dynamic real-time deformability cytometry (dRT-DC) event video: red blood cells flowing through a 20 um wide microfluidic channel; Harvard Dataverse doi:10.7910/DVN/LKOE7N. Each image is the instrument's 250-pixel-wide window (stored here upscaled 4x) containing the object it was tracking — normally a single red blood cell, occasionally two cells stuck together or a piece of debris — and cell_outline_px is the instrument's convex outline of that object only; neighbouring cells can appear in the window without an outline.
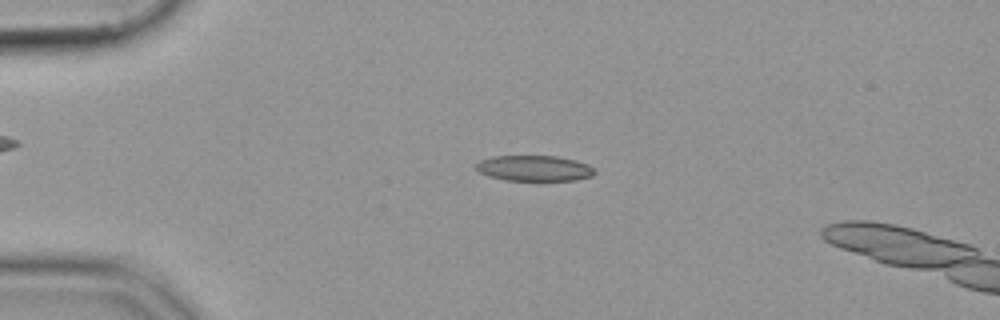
{"species": "common noctule bat (a hibernating species)", "species_latin": "Nyctalus noctula", "temperature_condition": "cold", "stored_images_in_passage": 45, "camera_frame_rate_fps": 3000, "um_per_image_px": 0.085, "animal": {"sex": "female", "body_mass_g": 19.9}, "frame": {"image": 1, "passage_image": 5, "time_ms": 1.333, "image_size_px": [1000, 320], "cell_outline_px": [[596, 172], [592, 176], [576, 180], [504, 180], [488, 176], [480, 172], [476, 168], [476, 164], [480, 160], [492, 156], [556, 156], [576, 160], [588, 164]], "centroid_in_image_um": [45.41, 14.3], "position_along_channel_um": 39.6, "area_um2": 17.69}}
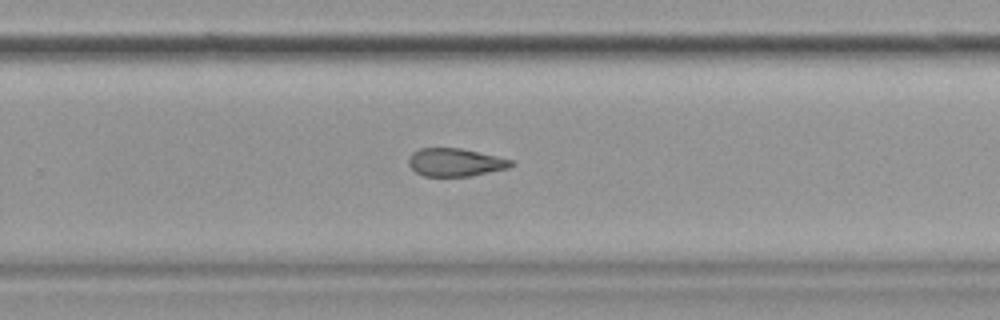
{"frame": {"image": 2, "passage_image": 28, "time_ms": 9.0, "image_size_px": [1000, 320], "cell_outline_px": [[516, 164], [508, 168], [468, 176], [424, 176], [416, 172], [408, 164], [408, 156], [412, 152], [420, 148], [460, 148], [516, 160]], "centroid_in_image_um": [38.72, 13.79], "position_along_channel_um": 291.1, "area_um2": 16.82}}
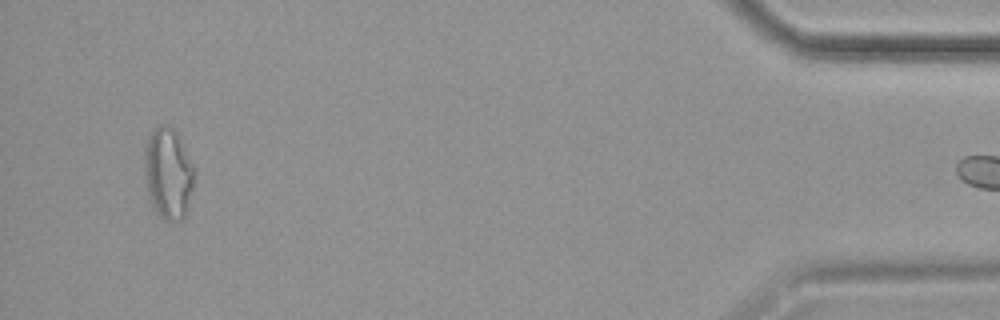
{"frame": {"image": 3, "passage_image": 44, "time_ms": 14.333, "image_size_px": [1000, 320], "cell_outline_px": [[192, 188], [188, 212], [184, 220], [164, 220], [160, 216], [152, 204], [144, 180], [144, 144], [148, 136], [156, 128], [172, 128], [176, 132], [192, 164]], "centroid_in_image_um": [14.26, 14.8], "position_along_channel_um": 420.9, "area_um2": 26.01}}